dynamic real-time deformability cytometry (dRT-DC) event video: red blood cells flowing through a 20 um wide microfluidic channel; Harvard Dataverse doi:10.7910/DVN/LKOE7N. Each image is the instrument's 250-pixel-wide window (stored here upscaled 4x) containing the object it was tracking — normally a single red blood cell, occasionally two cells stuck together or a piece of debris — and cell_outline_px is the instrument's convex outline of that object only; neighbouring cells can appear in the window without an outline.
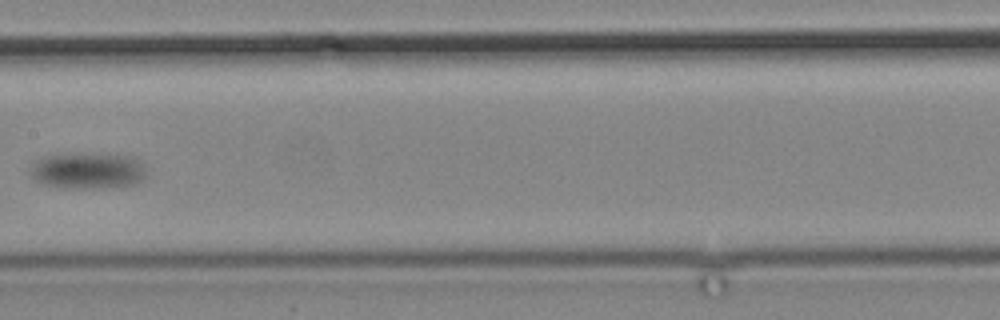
{"species": "common noctule bat (a hibernating species)", "species_latin": "Nyctalus noctula", "temperature_condition": "cold", "stored_images_in_passage": 16, "camera_frame_rate_fps": 3000, "um_per_image_px": 0.085, "animal": {"sex": "male", "body_mass_g": 19.2, "forearm_length_mm": 51.8}, "frame": {"image": 1, "passage_image": 16, "time_ms": 19.0, "image_size_px": [1000, 320], "cell_outline_px": [[144, 176], [140, 180], [132, 184], [100, 188], [64, 188], [44, 184], [32, 180], [28, 172], [32, 164], [36, 160], [52, 152], [92, 152], [132, 156], [144, 168]], "centroid_in_image_um": [7.32, 14.46], "position_along_channel_um": 200.1, "area_um2": 25.26}}